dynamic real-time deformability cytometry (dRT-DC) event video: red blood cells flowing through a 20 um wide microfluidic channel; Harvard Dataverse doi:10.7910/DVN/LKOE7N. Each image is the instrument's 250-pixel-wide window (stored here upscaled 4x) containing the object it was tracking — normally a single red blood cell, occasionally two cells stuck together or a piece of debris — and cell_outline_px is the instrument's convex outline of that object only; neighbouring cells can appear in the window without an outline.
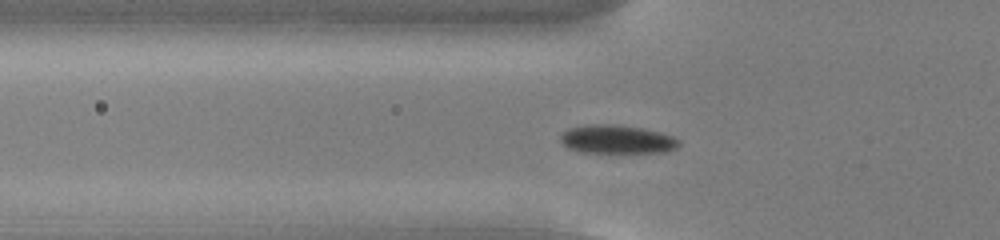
{"species": "common noctule bat (a hibernating species)", "species_latin": "Nyctalus noctula", "temperature_condition": "cold", "stored_images_in_passage": 53, "camera_frame_rate_fps": 3000, "um_per_image_px": 0.085, "animal": {"sex": "male", "body_mass_g": 13.0, "forearm_length_mm": 53.1}, "frame": {"image": 1, "passage_image": 17, "time_ms": 5.333, "image_size_px": [1000, 240], "cell_outline_px": [[680, 144], [676, 148], [668, 152], [580, 152], [568, 148], [560, 140], [560, 136], [568, 128], [588, 124], [612, 124], [644, 128], [660, 132], [672, 136], [680, 140]], "centroid_in_image_um": [52.45, 11.84], "position_along_channel_um": 73.3, "area_um2": 19.77}}
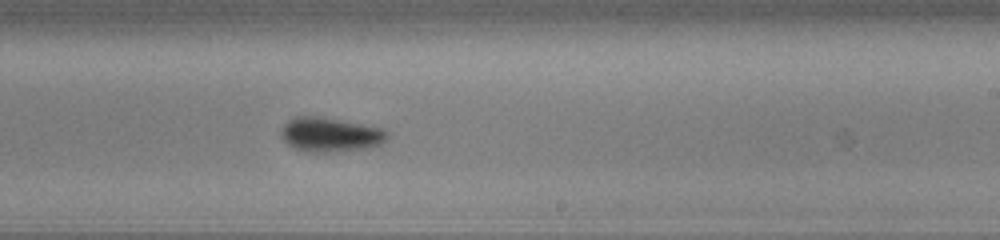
{"frame": {"image": 2, "passage_image": 32, "time_ms": 10.333, "image_size_px": [1000, 240], "cell_outline_px": [[388, 136], [380, 144], [372, 148], [328, 152], [304, 152], [288, 144], [280, 136], [280, 128], [288, 120], [296, 116], [320, 116], [384, 128], [388, 132]], "centroid_in_image_um": [28.06, 11.44], "position_along_channel_um": 260.9, "area_um2": 21.5}}
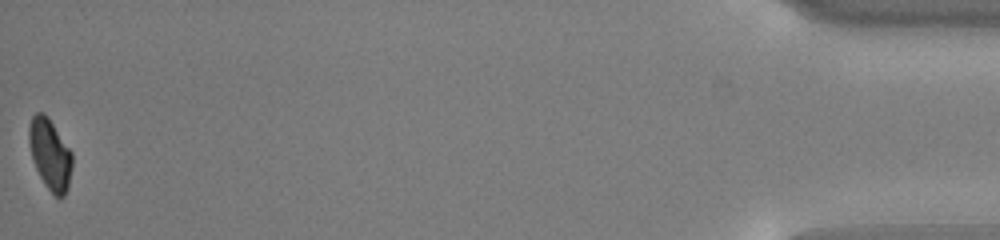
{"frame": {"image": 3, "passage_image": 53, "time_ms": 17.333, "image_size_px": [1000, 240], "cell_outline_px": [[72, 168], [68, 188], [64, 196], [60, 200], [44, 184], [32, 160], [28, 140], [28, 128], [32, 116], [36, 112], [44, 112], [48, 116], [72, 152]], "centroid_in_image_um": [4.25, 13.1], "position_along_channel_um": 431.0, "area_um2": 18.03}, "authors_computed_cell_mechanics": {"area_um2": 19.4208, "velocity_mm_per_s": 3.7604, "shape_relaxation_time_tau1_ms": 2.0078, "shape_relaxation_time_tau2_ms": null, "deformation_change_tau1": 0.0875, "deformation_change_tau2": null}}